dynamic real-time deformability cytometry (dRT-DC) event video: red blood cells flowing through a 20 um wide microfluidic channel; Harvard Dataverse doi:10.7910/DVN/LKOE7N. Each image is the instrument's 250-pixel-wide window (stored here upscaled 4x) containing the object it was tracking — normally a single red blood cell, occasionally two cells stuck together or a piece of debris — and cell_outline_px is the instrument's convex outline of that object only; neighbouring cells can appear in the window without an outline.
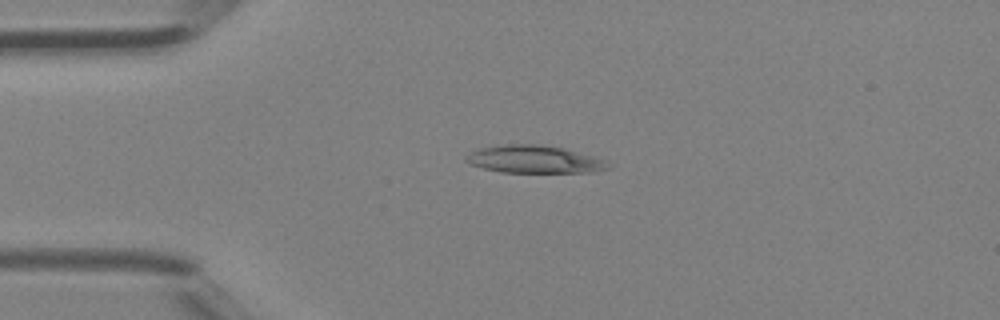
{"species": "Egyptian fruit bat (a non-hibernating species)", "species_latin": "Rousettus aegyptiacus", "temperature_condition": "room temperature", "stored_images_in_passage": 5, "camera_frame_rate_fps": 3000, "um_per_image_px": 0.085, "animal": {"sex": "female"}, "frame": {"image": 1, "passage_image": 4, "time_ms": 1.0, "image_size_px": [1000, 320], "cell_outline_px": [[616, 164], [612, 168], [588, 172], [500, 172], [468, 164], [464, 160], [464, 156], [476, 148], [500, 144], [536, 144], [564, 148], [604, 160]], "centroid_in_image_um": [45.38, 13.54], "position_along_channel_um": 39.6, "area_um2": 23.12}}
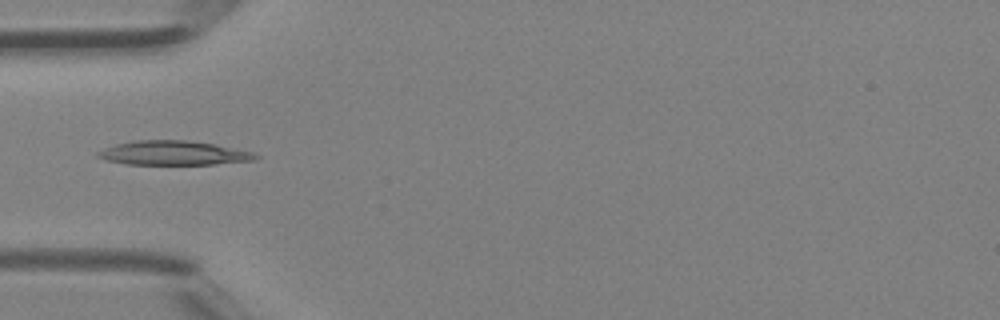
{"frame": {"image": 2, "passage_image": 5, "time_ms": 1.333, "image_size_px": [1000, 320], "cell_outline_px": [[260, 156], [256, 160], [216, 164], [124, 164], [108, 160], [96, 156], [96, 152], [104, 148], [116, 144], [132, 140], [184, 140], [212, 144], [252, 152]], "centroid_in_image_um": [14.71, 13.01], "position_along_channel_um": 70.3, "area_um2": 22.08}}